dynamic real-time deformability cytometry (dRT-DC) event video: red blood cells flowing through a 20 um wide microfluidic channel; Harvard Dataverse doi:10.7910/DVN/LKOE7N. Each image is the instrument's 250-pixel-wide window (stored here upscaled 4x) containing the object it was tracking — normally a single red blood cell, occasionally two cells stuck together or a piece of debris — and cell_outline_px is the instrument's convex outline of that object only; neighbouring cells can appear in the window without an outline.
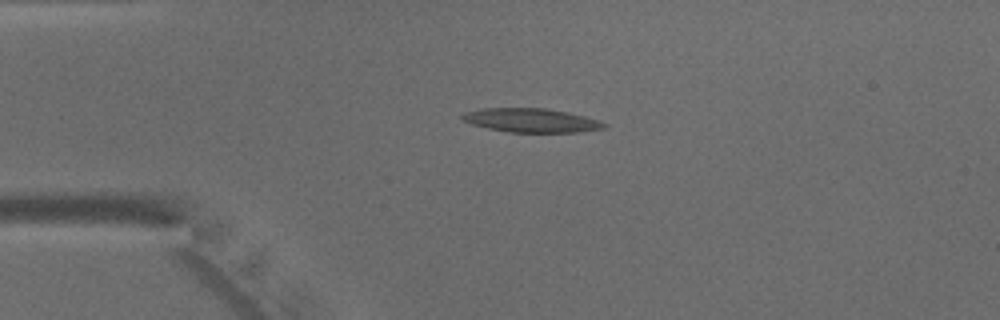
{"species": "common noctule bat (a hibernating species)", "species_latin": "Nyctalus noctula", "temperature_condition": "warm", "stored_images_in_passage": 37, "camera_frame_rate_fps": 3000, "um_per_image_px": 0.085, "animal": {"sex": "male", "body_mass_g": 15.6}, "frame": {"image": 1, "passage_image": 1, "time_ms": 0.0, "image_size_px": [1000, 320], "cell_outline_px": [[608, 124], [604, 128], [580, 132], [508, 132], [488, 128], [472, 124], [464, 120], [460, 116], [464, 112], [484, 108], [544, 108], [568, 112], [584, 116]], "centroid_in_image_um": [45.14, 10.23], "position_along_channel_um": 39.9, "area_um2": 19.59}}
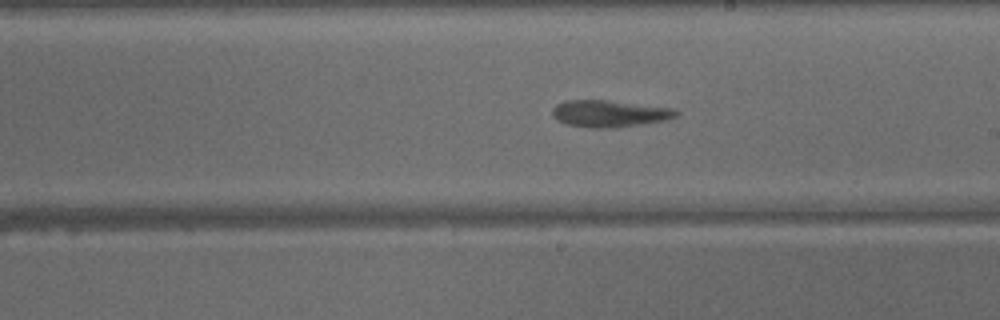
{"frame": {"image": 2, "passage_image": 17, "time_ms": 5.333, "image_size_px": [1000, 320], "cell_outline_px": [[680, 112], [676, 116], [664, 120], [616, 128], [588, 128], [568, 124], [556, 120], [552, 116], [552, 108], [556, 104], [564, 100], [608, 100], [672, 108]], "centroid_in_image_um": [51.75, 9.65], "position_along_channel_um": 237.3, "area_um2": 19.42}}
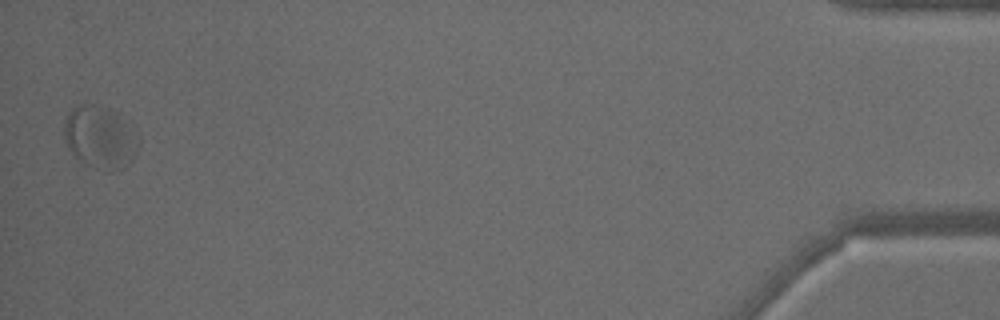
{"frame": {"image": 3, "passage_image": 37, "time_ms": 12.0, "image_size_px": [1000, 320], "cell_outline_px": [[140, 148], [132, 160], [124, 168], [108, 172], [96, 168], [88, 164], [76, 156], [68, 148], [64, 136], [64, 124], [68, 112], [72, 108], [80, 104], [88, 104], [112, 108], [120, 112], [140, 140]], "centroid_in_image_um": [8.55, 11.65], "position_along_channel_um": 426.6, "area_um2": 27.46}}